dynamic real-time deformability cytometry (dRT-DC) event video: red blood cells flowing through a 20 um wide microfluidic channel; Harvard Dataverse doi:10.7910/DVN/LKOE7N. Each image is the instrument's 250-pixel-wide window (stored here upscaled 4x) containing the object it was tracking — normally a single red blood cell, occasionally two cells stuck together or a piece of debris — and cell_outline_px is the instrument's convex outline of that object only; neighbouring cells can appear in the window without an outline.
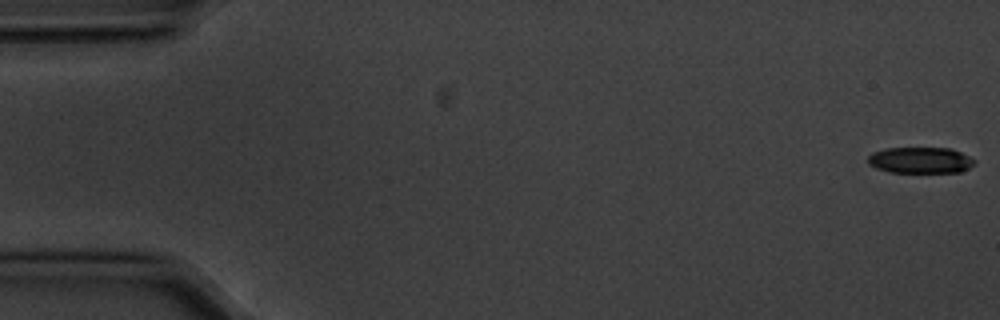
{"species": "common noctule bat (a hibernating species)", "species_latin": "Nyctalus noctula", "temperature_condition": "cold", "stored_images_in_passage": 56, "camera_frame_rate_fps": 3000, "um_per_image_px": 0.085, "animal": {"sex": "male", "body_mass_g": 20.1, "forearm_length_mm": 53.5}, "frame": {"image": 1, "passage_image": 1, "time_ms": 0.0, "image_size_px": [1000, 320], "cell_outline_px": [[976, 160], [968, 168], [960, 172], [888, 172], [876, 168], [868, 164], [868, 156], [872, 152], [888, 148], [948, 148], [960, 152]], "centroid_in_image_um": [78.19, 13.62], "position_along_channel_um": 6.8, "area_um2": 16.13}}
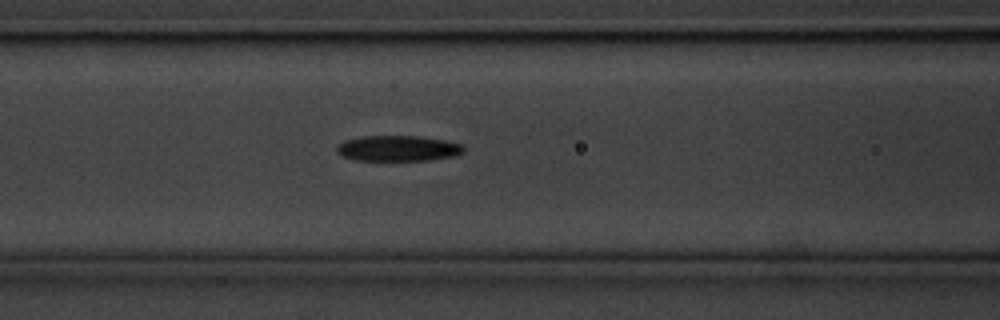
{"frame": {"image": 2, "passage_image": 23, "time_ms": 7.333, "image_size_px": [1000, 320], "cell_outline_px": [[464, 152], [456, 156], [428, 160], [352, 160], [336, 152], [336, 148], [344, 140], [364, 136], [416, 136], [444, 140], [460, 144], [464, 148]], "centroid_in_image_um": [33.82, 12.61], "position_along_channel_um": 132.8, "area_um2": 18.84}}
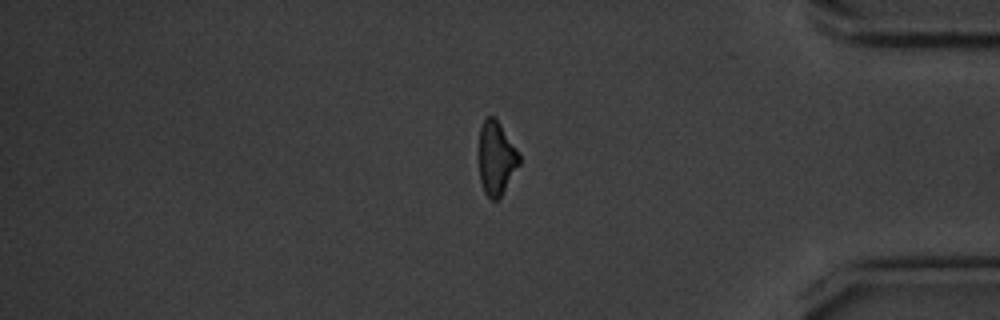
{"frame": {"image": 3, "passage_image": 47, "time_ms": 15.333, "image_size_px": [1000, 320], "cell_outline_px": [[520, 164], [500, 196], [496, 200], [492, 200], [484, 192], [480, 180], [480, 128], [484, 120], [488, 116], [492, 116], [500, 124], [520, 156]], "centroid_in_image_um": [42.18, 13.46], "position_along_channel_um": 393.0, "area_um2": 16.7}, "authors_computed_cell_mechanics": {"area_um2": 18.4671, "velocity_mm_per_s": 3.5846, "shape_relaxation_time_tau1_ms": 4.0091, "shape_relaxation_time_tau2_ms": 9.7623, "deformation_change_tau1": 0.131, "deformation_change_tau2": 0.2366}}